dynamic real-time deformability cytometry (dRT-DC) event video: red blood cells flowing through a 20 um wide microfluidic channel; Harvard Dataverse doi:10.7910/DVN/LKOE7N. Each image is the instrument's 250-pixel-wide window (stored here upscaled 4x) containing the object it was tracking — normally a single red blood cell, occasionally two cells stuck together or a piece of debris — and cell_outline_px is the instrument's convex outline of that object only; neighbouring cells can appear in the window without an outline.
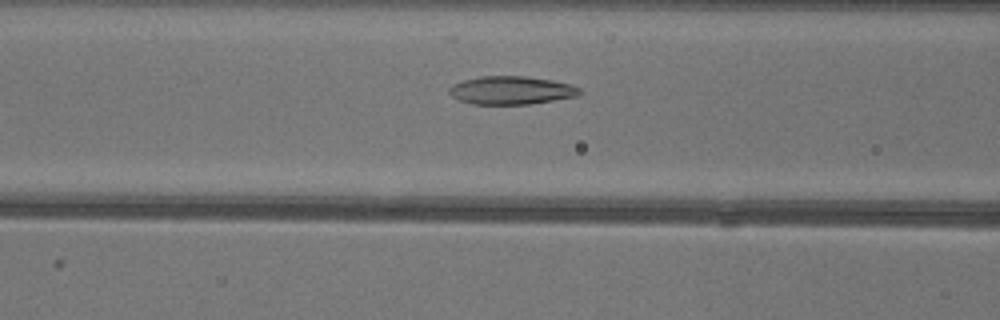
{"species": "common noctule bat (a hibernating species)", "species_latin": "Nyctalus noctula", "temperature_condition": "warm", "stored_images_in_passage": 40, "camera_frame_rate_fps": 3000, "um_per_image_px": 0.085, "animal": {"sex": "female"}, "frame": {"image": 1, "passage_image": 19, "time_ms": 6.0, "image_size_px": [1000, 320], "cell_outline_px": [[584, 92], [576, 96], [528, 104], [472, 104], [460, 100], [452, 96], [448, 92], [448, 88], [452, 84], [464, 80], [480, 76], [524, 76], [552, 80], [572, 84], [580, 88]], "centroid_in_image_um": [43.46, 7.67], "position_along_channel_um": 123.1, "area_um2": 21.44}}
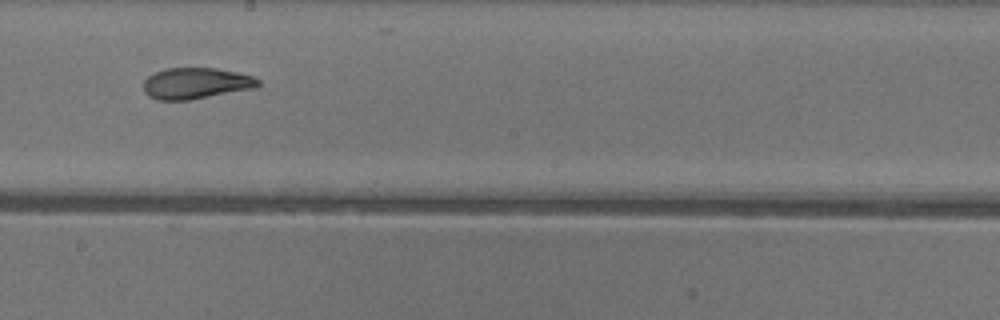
{"frame": {"image": 2, "passage_image": 27, "time_ms": 8.667, "image_size_px": [1000, 320], "cell_outline_px": [[260, 84], [256, 88], [188, 100], [156, 100], [148, 96], [144, 92], [144, 80], [148, 76], [164, 68], [216, 68], [236, 72], [252, 76], [260, 80]], "centroid_in_image_um": [16.64, 7.08], "position_along_channel_um": 231.6, "area_um2": 20.87}}
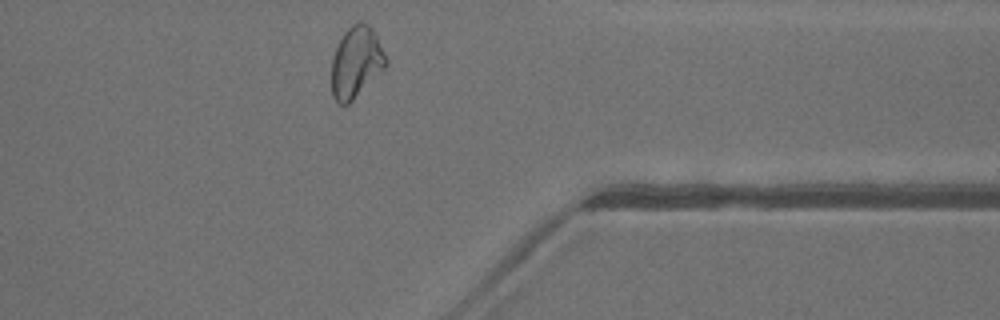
{"frame": {"image": 3, "passage_image": 39, "time_ms": 12.667, "image_size_px": [1000, 320], "cell_outline_px": [[388, 64], [348, 104], [340, 104], [332, 96], [332, 60], [336, 48], [344, 32], [352, 24], [360, 20], [368, 24], [372, 28], [388, 60]], "centroid_in_image_um": [30.27, 5.26], "position_along_channel_um": 381.1, "area_um2": 22.2}, "authors_computed_cell_mechanics": {"area_um2": 22.1374, "velocity_mm_per_s": 4.0668, "shape_relaxation_time_tau1_ms": 8.0554, "shape_relaxation_time_tau2_ms": 2.1737, "deformation_change_tau1": 0.2159, "deformation_change_tau2": 0.0851}}